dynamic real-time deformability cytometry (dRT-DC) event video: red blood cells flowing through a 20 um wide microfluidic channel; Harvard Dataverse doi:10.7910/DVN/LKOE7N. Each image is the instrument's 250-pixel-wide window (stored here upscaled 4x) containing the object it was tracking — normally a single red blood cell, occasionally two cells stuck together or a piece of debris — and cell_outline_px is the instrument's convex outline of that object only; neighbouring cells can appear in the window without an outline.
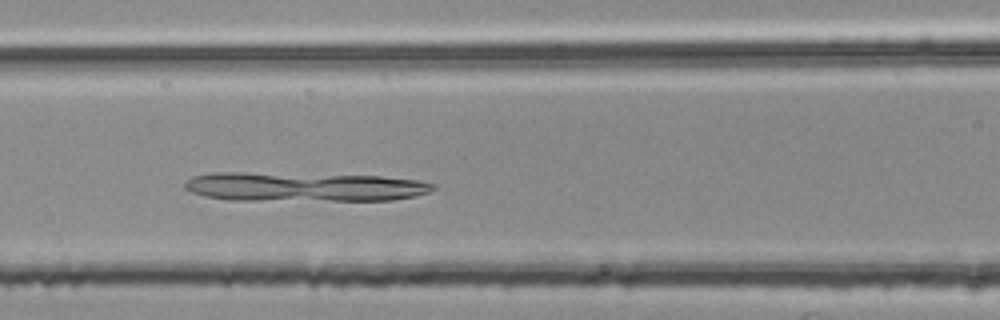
{"species": "common noctule bat (a hibernating species)", "species_latin": "Nyctalus noctula", "temperature_condition": "room temperature", "stored_images_in_passage": 43, "camera_frame_rate_fps": 3000, "um_per_image_px": 0.085, "animal": {"sex": "female", "body_mass_g": 25.1}, "frame": {"image": 1, "passage_image": 18, "time_ms": 5.667, "image_size_px": [1000, 320], "cell_outline_px": [[436, 188], [428, 192], [416, 196], [392, 200], [228, 200], [204, 196], [192, 192], [184, 188], [184, 184], [192, 176], [212, 172], [240, 172], [380, 176], [420, 180], [436, 184]], "centroid_in_image_um": [25.84, 15.88], "position_along_channel_um": 140.8, "area_um2": 42.43}}
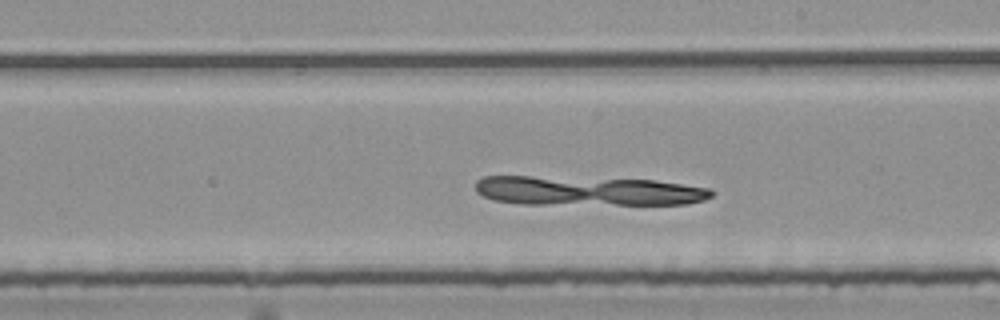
{"frame": {"image": 2, "passage_image": 26, "time_ms": 8.333, "image_size_px": [1000, 320], "cell_outline_px": [[716, 192], [712, 196], [704, 200], [688, 204], [520, 204], [492, 200], [476, 192], [476, 180], [484, 176], [532, 176], [656, 180], [712, 188]], "centroid_in_image_um": [49.99, 16.22], "position_along_channel_um": 239.0, "area_um2": 40.81}}
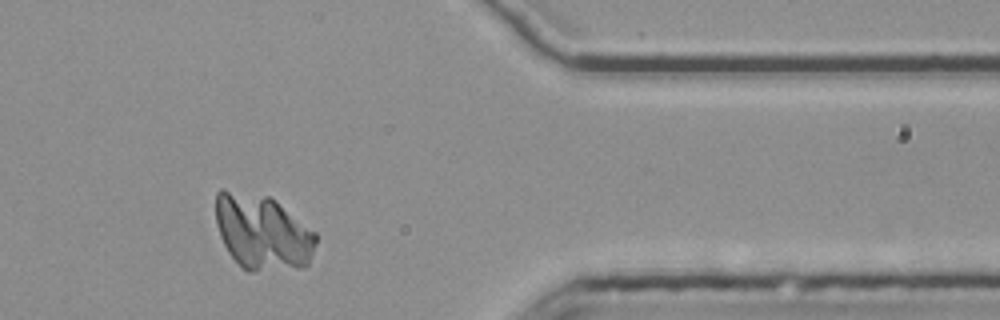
{"frame": {"image": 3, "passage_image": 40, "time_ms": 13.0, "image_size_px": [1000, 320], "cell_outline_px": [[316, 244], [308, 264], [304, 268], [248, 272], [228, 252], [220, 236], [216, 224], [216, 192], [220, 188], [224, 188], [268, 196], [316, 232]], "centroid_in_image_um": [22.29, 19.74], "position_along_channel_um": 389.1, "area_um2": 44.04}}